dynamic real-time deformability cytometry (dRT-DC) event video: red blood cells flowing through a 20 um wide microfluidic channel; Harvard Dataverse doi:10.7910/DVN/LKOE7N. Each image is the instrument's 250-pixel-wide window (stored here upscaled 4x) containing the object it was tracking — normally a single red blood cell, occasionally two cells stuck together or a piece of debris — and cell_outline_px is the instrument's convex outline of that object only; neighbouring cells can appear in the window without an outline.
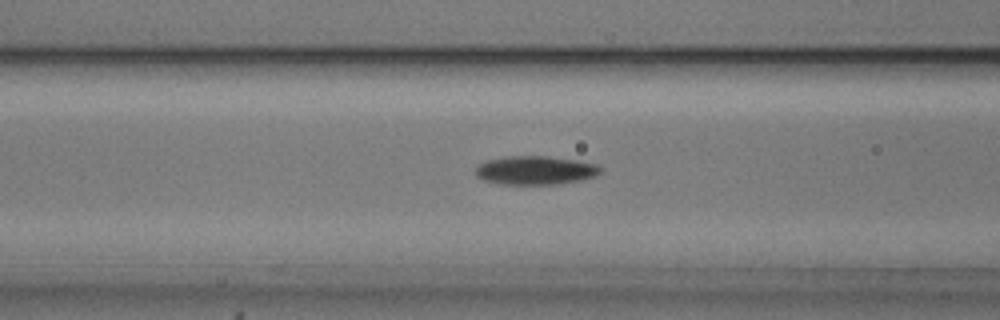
{"species": "common noctule bat (a hibernating species)", "species_latin": "Nyctalus noctula", "temperature_condition": "cold", "stored_images_in_passage": 45, "camera_frame_rate_fps": 3000, "um_per_image_px": 0.085, "animal": {"sex": "male", "body_mass_g": 20.5, "forearm_length_mm": 52.5}, "frame": {"image": 1, "passage_image": 16, "time_ms": 5.0, "image_size_px": [1000, 320], "cell_outline_px": [[604, 168], [596, 176], [580, 180], [560, 184], [500, 184], [484, 180], [476, 176], [476, 164], [484, 160], [504, 156], [548, 156], [576, 160], [596, 164]], "centroid_in_image_um": [45.48, 14.47], "position_along_channel_um": 121.1, "area_um2": 21.15}}
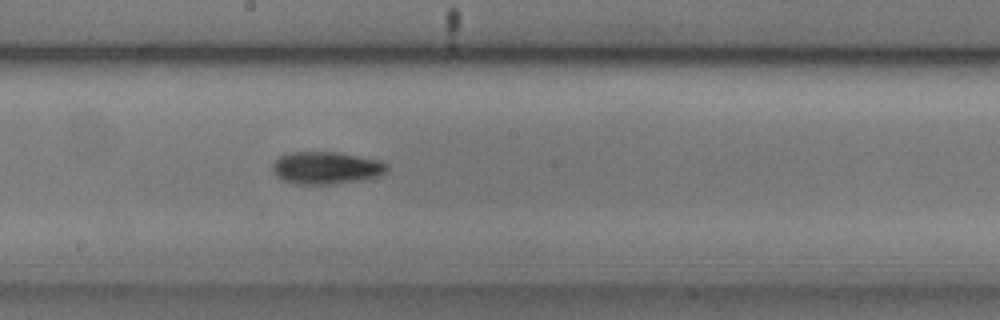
{"frame": {"image": 2, "passage_image": 24, "time_ms": 7.667, "image_size_px": [1000, 320], "cell_outline_px": [[388, 172], [380, 176], [364, 180], [328, 184], [300, 184], [284, 180], [276, 176], [272, 168], [272, 164], [280, 156], [292, 152], [336, 152], [380, 160], [388, 164]], "centroid_in_image_um": [27.78, 14.27], "position_along_channel_um": 220.4, "area_um2": 21.62}}
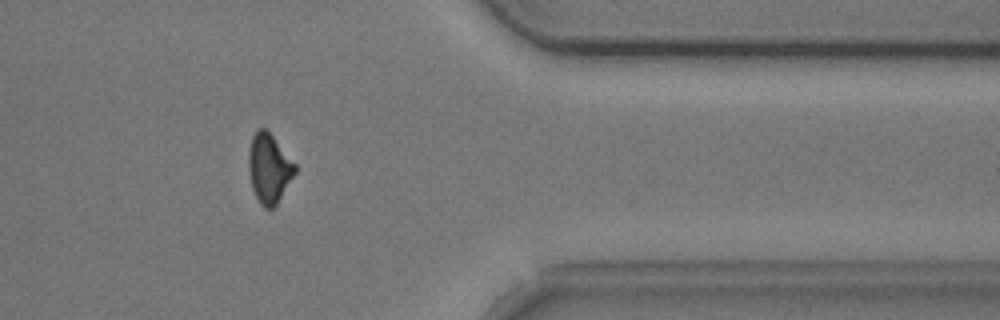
{"frame": {"image": 3, "passage_image": 39, "time_ms": 12.667, "image_size_px": [1000, 320], "cell_outline_px": [[296, 172], [276, 204], [272, 208], [264, 208], [260, 204], [252, 188], [248, 172], [248, 152], [252, 136], [256, 128], [264, 128], [272, 136], [296, 164]], "centroid_in_image_um": [22.84, 14.3], "position_along_channel_um": 388.6, "area_um2": 18.61}, "authors_computed_cell_mechanics": {"area_um2": 19.5942, "velocity_mm_per_s": 3.7189, "shape_relaxation_time_tau1_ms": 2.9635, "shape_relaxation_time_tau2_ms": null, "deformation_change_tau1": 0.1031, "deformation_change_tau2": null}}